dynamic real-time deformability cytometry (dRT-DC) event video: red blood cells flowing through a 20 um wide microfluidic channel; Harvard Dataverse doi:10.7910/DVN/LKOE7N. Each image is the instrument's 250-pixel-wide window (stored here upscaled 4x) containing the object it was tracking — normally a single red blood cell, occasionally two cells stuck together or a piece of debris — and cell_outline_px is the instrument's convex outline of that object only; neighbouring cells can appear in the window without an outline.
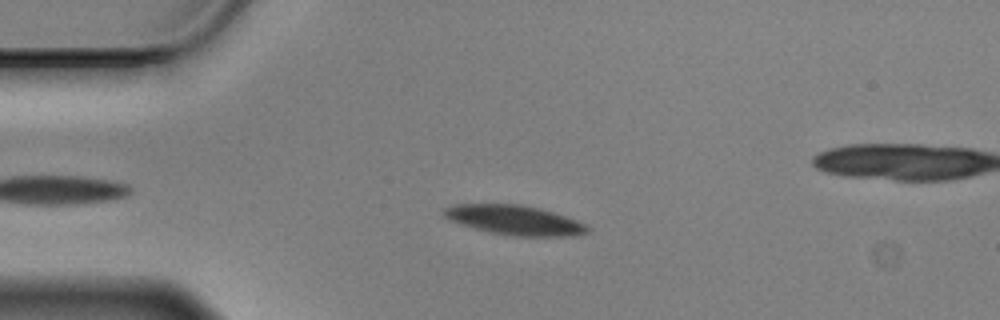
{"species": "Egyptian fruit bat (a non-hibernating species)", "species_latin": "Rousettus aegyptiacus", "temperature_condition": "cold", "stored_images_in_passage": 50, "camera_frame_rate_fps": 3000, "um_per_image_px": 0.085, "animal": {"sex": "male"}, "frame": {"image": 1, "passage_image": 10, "time_ms": 3.0, "image_size_px": [1000, 320], "cell_outline_px": [[588, 232], [572, 236], [516, 236], [488, 232], [452, 220], [444, 216], [444, 208], [456, 204], [520, 204], [540, 208], [576, 220], [584, 224], [588, 228]], "centroid_in_image_um": [43.75, 18.7], "position_along_channel_um": 41.2, "area_um2": 24.28}}
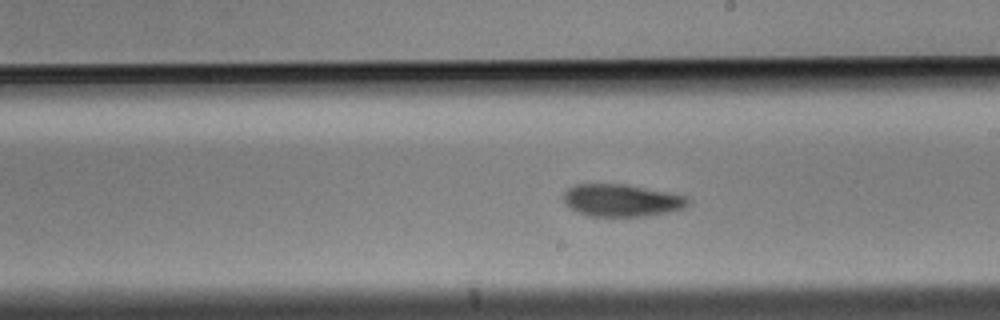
{"frame": {"image": 2, "passage_image": 29, "time_ms": 9.333, "image_size_px": [1000, 320], "cell_outline_px": [[692, 200], [684, 208], [668, 212], [644, 216], [588, 216], [572, 208], [564, 200], [564, 192], [568, 188], [576, 184], [624, 184], [668, 192], [688, 196]], "centroid_in_image_um": [52.89, 17.02], "position_along_channel_um": 236.1, "area_um2": 23.29}}
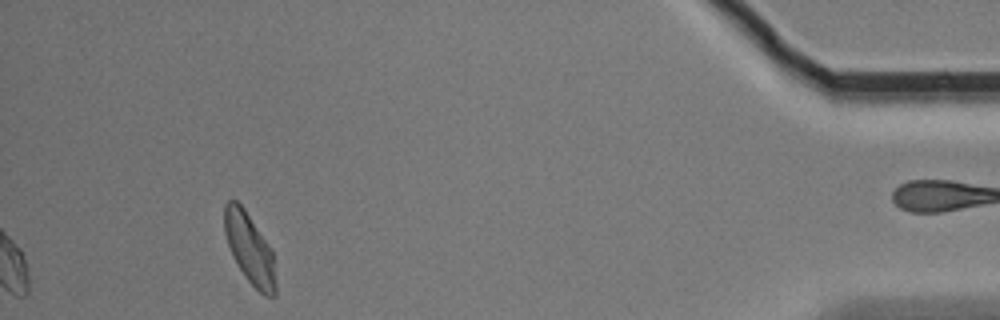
{"frame": {"image": 3, "passage_image": 50, "time_ms": 16.333, "image_size_px": [1000, 320], "cell_outline_px": [[276, 296], [264, 296], [248, 280], [232, 256], [224, 232], [224, 204], [228, 200], [236, 200], [244, 208], [272, 248], [276, 288]], "centroid_in_image_um": [21.22, 21.11], "position_along_channel_um": 414.0, "area_um2": 20.98}, "authors_computed_cell_mechanics": {"area_um2": 23.2356, "velocity_mm_per_s": 3.4608, "shape_relaxation_time_tau1_ms": 2.9461, "shape_relaxation_time_tau2_ms": 6.0799, "deformation_change_tau1": 0.1072, "deformation_change_tau2": 0.1218}}